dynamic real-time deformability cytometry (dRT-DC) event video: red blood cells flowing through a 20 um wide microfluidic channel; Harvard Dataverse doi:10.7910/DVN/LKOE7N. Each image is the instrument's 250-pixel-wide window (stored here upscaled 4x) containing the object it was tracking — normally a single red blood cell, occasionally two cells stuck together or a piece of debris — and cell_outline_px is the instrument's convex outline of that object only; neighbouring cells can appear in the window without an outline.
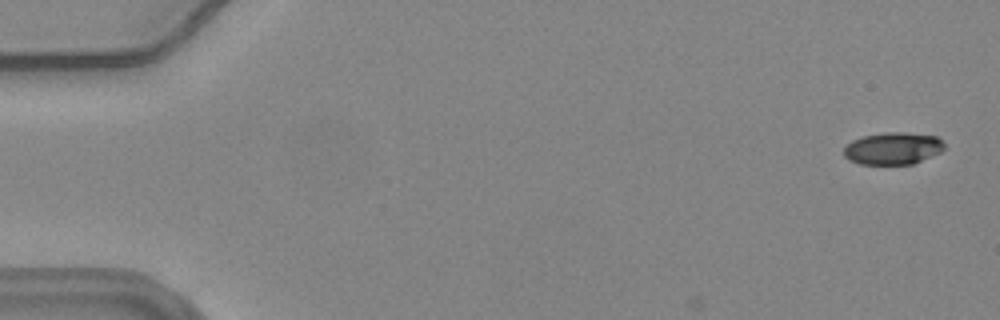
{"species": "common noctule bat (a hibernating species)", "species_latin": "Nyctalus noctula", "temperature_condition": "warm", "stored_images_in_passage": 5, "camera_frame_rate_fps": 3000, "um_per_image_px": 0.085, "animal": {"sex": "female", "body_mass_g": 24.6, "forearm_length_mm": 56.2}, "frame": {"image": 1, "passage_image": 2, "time_ms": 0.333, "image_size_px": [1000, 320], "cell_outline_px": [[944, 148], [940, 152], [912, 164], [860, 164], [848, 160], [844, 156], [844, 148], [852, 140], [864, 136], [884, 132], [904, 132], [936, 136], [944, 144]], "centroid_in_image_um": [75.87, 12.61], "position_along_channel_um": 9.1, "area_um2": 18.73}}